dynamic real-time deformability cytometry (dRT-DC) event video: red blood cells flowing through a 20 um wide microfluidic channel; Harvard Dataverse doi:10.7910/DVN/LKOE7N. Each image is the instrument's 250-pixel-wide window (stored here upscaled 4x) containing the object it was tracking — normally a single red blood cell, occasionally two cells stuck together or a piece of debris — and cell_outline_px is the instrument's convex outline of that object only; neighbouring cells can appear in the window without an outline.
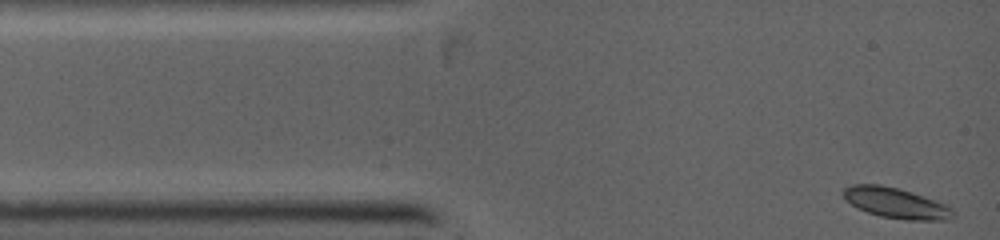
{"species": "common noctule bat (a hibernating species)", "species_latin": "Nyctalus noctula", "temperature_condition": "warm", "stored_images_in_passage": 29, "camera_frame_rate_fps": 5000, "um_per_image_px": 0.085, "animal": {"sex": "female", "body_mass_g": 19.0, "forearm_length_mm": 53.3}, "frame": {"image": 1, "passage_image": 1, "time_ms": 0.0, "image_size_px": [1000, 240], "cell_outline_px": [[956, 216], [944, 220], [904, 220], [880, 216], [856, 208], [840, 192], [844, 188], [852, 184], [880, 184], [912, 192], [944, 204], [952, 208]], "centroid_in_image_um": [76.14, 17.26], "position_along_channel_um": 8.9, "area_um2": 19.42}}
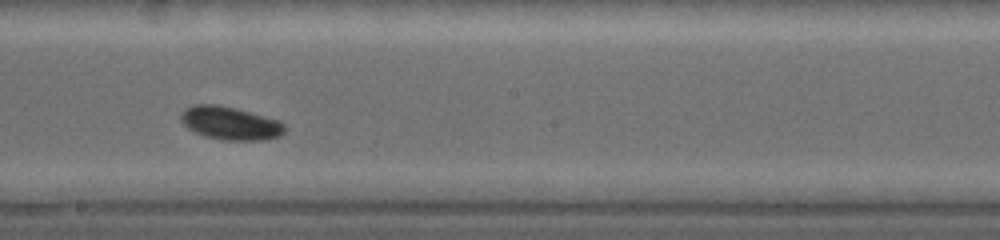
{"frame": {"image": 2, "passage_image": 17, "time_ms": 6.0, "image_size_px": [1000, 240], "cell_outline_px": [[284, 132], [280, 136], [264, 140], [220, 140], [204, 136], [188, 128], [180, 120], [180, 116], [192, 104], [216, 104], [236, 108], [280, 120], [284, 124]], "centroid_in_image_um": [19.59, 10.47], "position_along_channel_um": 228.6, "area_um2": 20.06}}
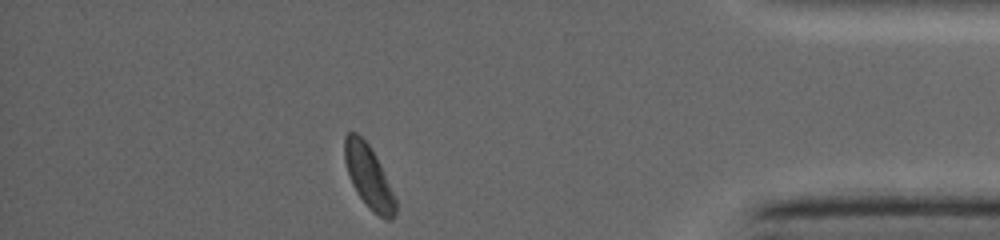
{"frame": {"image": 3, "passage_image": 29, "time_ms": 10.6, "image_size_px": [1000, 240], "cell_outline_px": [[396, 212], [392, 220], [384, 220], [372, 212], [356, 192], [352, 184], [344, 160], [344, 136], [348, 132], [356, 132], [368, 144], [380, 164], [396, 200]], "centroid_in_image_um": [31.33, 15.04], "position_along_channel_um": 403.9, "area_um2": 18.55}}